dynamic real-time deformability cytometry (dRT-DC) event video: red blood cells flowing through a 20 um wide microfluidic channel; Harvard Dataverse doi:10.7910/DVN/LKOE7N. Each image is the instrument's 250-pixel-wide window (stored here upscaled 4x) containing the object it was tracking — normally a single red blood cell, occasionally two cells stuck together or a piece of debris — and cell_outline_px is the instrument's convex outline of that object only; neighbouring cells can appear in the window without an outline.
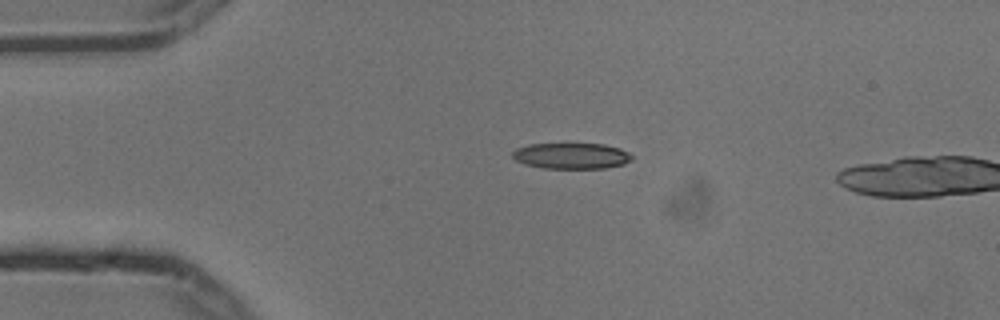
{"species": "common noctule bat (a hibernating species)", "species_latin": "Nyctalus noctula", "temperature_condition": "cold", "stored_images_in_passage": 2, "camera_frame_rate_fps": 3000, "um_per_image_px": 0.085, "animal": {"sex": "male", "body_mass_g": 13.3}, "frame": {"image": 1, "passage_image": 1, "time_ms": 0.0, "image_size_px": [1000, 320], "cell_outline_px": [[632, 160], [624, 164], [604, 168], [544, 168], [524, 164], [516, 160], [512, 156], [512, 152], [516, 148], [528, 144], [604, 144], [620, 148], [628, 152], [632, 156]], "centroid_in_image_um": [48.57, 13.24], "position_along_channel_um": 36.4, "area_um2": 18.03}}